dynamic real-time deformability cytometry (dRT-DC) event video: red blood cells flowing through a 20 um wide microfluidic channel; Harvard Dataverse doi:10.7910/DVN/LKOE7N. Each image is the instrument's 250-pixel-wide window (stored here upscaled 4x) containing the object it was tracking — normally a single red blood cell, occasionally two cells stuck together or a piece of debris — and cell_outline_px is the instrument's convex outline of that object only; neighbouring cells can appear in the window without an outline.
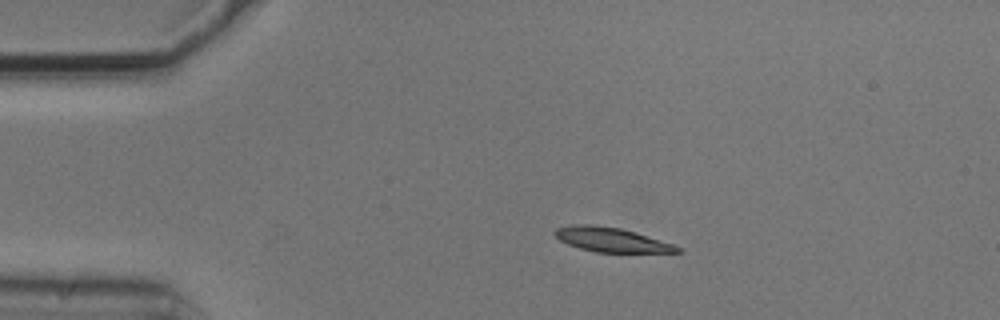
{"species": "common noctule bat (a hibernating species)", "species_latin": "Nyctalus noctula", "temperature_condition": "cold", "stored_images_in_passage": 4, "camera_frame_rate_fps": 3000, "um_per_image_px": 0.085, "animal": {"sex": "male", "body_mass_g": 20.5, "forearm_length_mm": 52.5}, "frame": {"image": 1, "passage_image": 3, "time_ms": 0.667, "image_size_px": [1000, 320], "cell_outline_px": [[684, 252], [596, 252], [580, 248], [568, 244], [560, 240], [552, 232], [556, 228], [576, 224], [592, 224], [620, 228], [672, 244], [680, 248]], "centroid_in_image_um": [51.91, 20.37], "position_along_channel_um": 33.1, "area_um2": 17.05}}
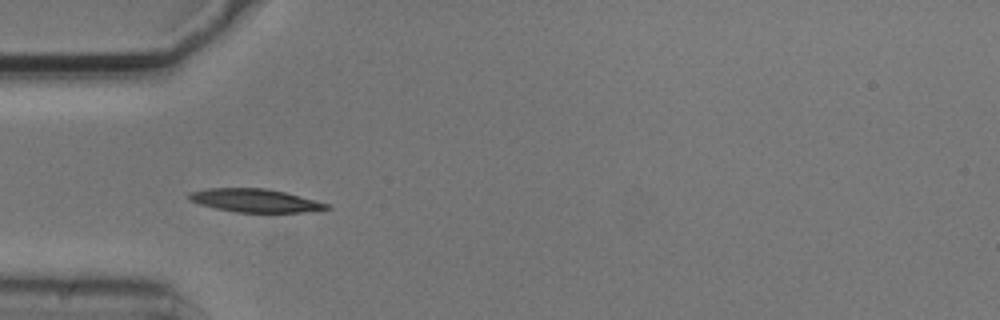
{"frame": {"image": 2, "passage_image": 4, "time_ms": 1.0, "image_size_px": [1000, 320], "cell_outline_px": [[332, 208], [300, 212], [236, 212], [216, 208], [200, 204], [188, 200], [188, 192], [208, 188], [268, 188], [332, 204]], "centroid_in_image_um": [21.68, 17.03], "position_along_channel_um": 63.3, "area_um2": 18.67}}